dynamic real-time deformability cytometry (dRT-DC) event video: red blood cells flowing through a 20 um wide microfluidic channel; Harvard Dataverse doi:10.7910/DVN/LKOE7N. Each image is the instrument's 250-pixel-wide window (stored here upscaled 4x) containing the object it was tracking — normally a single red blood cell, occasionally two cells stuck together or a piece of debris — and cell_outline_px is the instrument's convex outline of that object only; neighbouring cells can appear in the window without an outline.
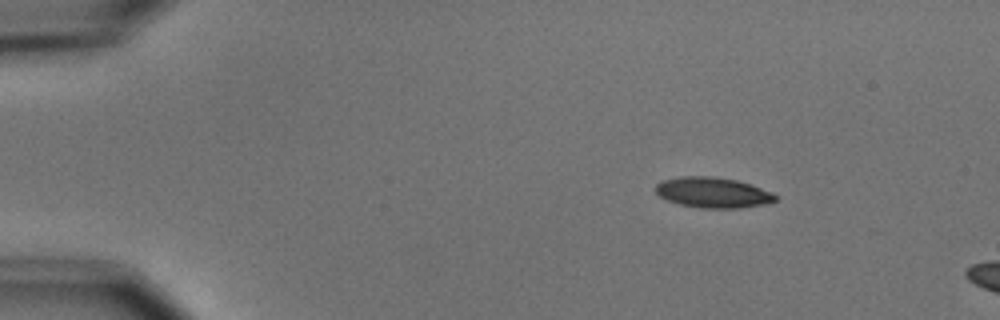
{"species": "common noctule bat (a hibernating species)", "species_latin": "Nyctalus noctula", "temperature_condition": "cold", "stored_images_in_passage": 3, "camera_frame_rate_fps": 3000, "um_per_image_px": 0.085, "animal": {"sex": "male", "body_mass_g": 15.6}, "frame": {"image": 1, "passage_image": 1, "time_ms": 0.0, "image_size_px": [1000, 320], "cell_outline_px": [[780, 196], [776, 200], [764, 204], [740, 208], [700, 208], [680, 204], [668, 200], [660, 196], [656, 192], [656, 184], [664, 180], [680, 176], [716, 176], [736, 180], [772, 192]], "centroid_in_image_um": [60.61, 16.36], "position_along_channel_um": 24.4, "area_um2": 21.21}}